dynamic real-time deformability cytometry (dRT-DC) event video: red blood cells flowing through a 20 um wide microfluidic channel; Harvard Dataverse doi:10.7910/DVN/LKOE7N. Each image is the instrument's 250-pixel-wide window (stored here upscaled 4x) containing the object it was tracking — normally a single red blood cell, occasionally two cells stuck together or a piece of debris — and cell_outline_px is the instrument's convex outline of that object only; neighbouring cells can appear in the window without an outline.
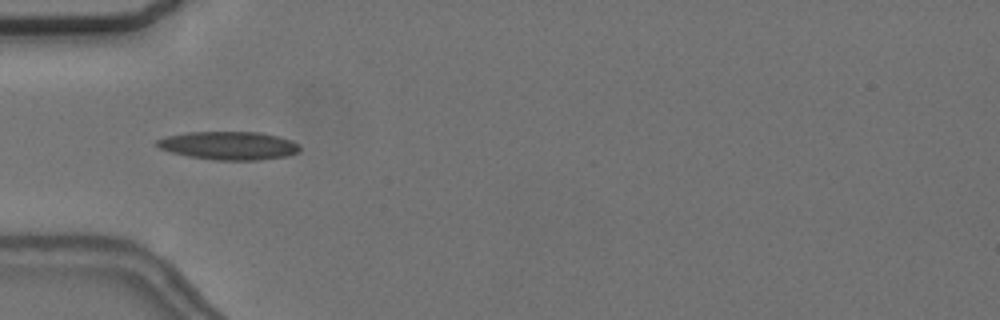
{"species": "common noctule bat (a hibernating species)", "species_latin": "Nyctalus noctula", "temperature_condition": "cold", "stored_images_in_passage": 35, "camera_frame_rate_fps": 3000, "um_per_image_px": 0.085, "animal": {"sex": "female", "body_mass_g": 24.6, "forearm_length_mm": 56.2}, "frame": {"image": 1, "passage_image": 1, "time_ms": 0.0, "image_size_px": [1000, 320], "cell_outline_px": [[300, 152], [284, 156], [260, 160], [216, 160], [188, 156], [172, 152], [160, 148], [156, 144], [156, 140], [164, 136], [188, 132], [260, 132], [292, 140], [300, 144]], "centroid_in_image_um": [19.46, 12.37], "position_along_channel_um": 65.5, "area_um2": 23.52}, "authors_computed_cell_mechanics": {"area_um2": 21.5594, "velocity_mm_per_s": 3.6886, "shape_relaxation_time_tau1_ms": 8.4353, "shape_relaxation_time_tau2_ms": 5.7647, "deformation_change_tau1": 0.1708, "deformation_change_tau2": 0.173}}